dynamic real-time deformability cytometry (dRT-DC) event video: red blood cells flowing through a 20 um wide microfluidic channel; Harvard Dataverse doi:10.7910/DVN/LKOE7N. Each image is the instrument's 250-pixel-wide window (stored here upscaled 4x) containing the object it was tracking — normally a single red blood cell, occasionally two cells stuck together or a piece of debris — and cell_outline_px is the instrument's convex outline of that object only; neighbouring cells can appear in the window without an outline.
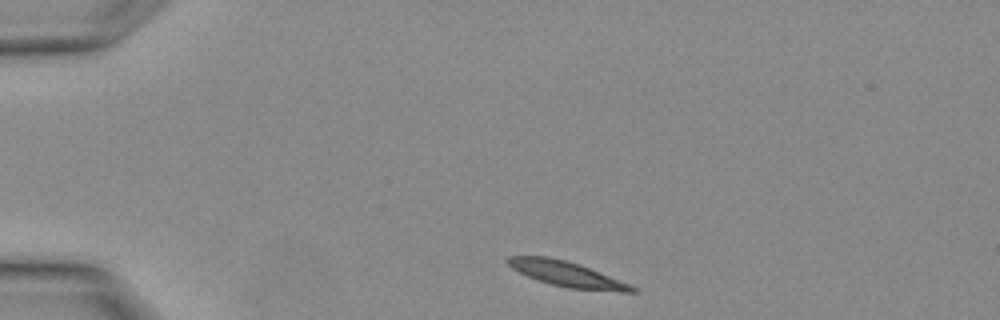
{"species": "Egyptian fruit bat (a non-hibernating species)", "species_latin": "Rousettus aegyptiacus", "temperature_condition": "warm", "stored_images_in_passage": 2, "segment_of_instrument_passage": [2, 2], "camera_frame_rate_fps": 3000, "um_per_image_px": 0.085, "animal": {"sex": "female"}, "frame": {"image": 1, "passage_image": 2, "time_ms": 0.333, "image_size_px": [1000, 320], "cell_outline_px": [[640, 292], [620, 292], [568, 288], [552, 284], [528, 276], [512, 268], [504, 260], [508, 256], [548, 256], [580, 264], [628, 284], [636, 288]], "centroid_in_image_um": [48.16, 23.29], "position_along_channel_um": 36.8, "area_um2": 17.98}}